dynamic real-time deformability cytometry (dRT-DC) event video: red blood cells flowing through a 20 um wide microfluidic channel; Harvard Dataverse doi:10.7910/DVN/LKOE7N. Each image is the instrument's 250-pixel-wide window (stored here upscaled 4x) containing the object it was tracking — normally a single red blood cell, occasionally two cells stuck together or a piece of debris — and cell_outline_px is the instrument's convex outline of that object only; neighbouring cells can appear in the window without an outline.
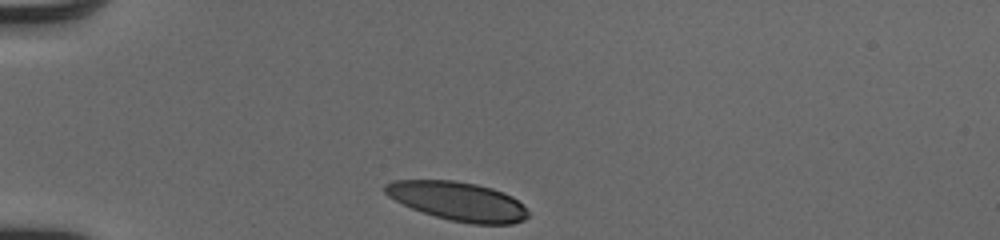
{"species": "human", "species_latin": "Homo sapiens", "temperature_condition": "cold", "stored_images_in_passage": 31, "camera_frame_rate_fps": 3000, "um_per_image_px": 0.085, "donor": {"sex": "male"}, "frame": {"image": 1, "passage_image": 1, "time_ms": 0.0, "image_size_px": [1000, 240], "cell_outline_px": [[528, 216], [524, 220], [512, 224], [472, 224], [452, 220], [436, 216], [412, 208], [388, 196], [384, 192], [384, 184], [392, 180], [452, 180], [476, 184], [492, 188], [504, 192], [512, 196], [528, 212]], "centroid_in_image_um": [38.91, 17.09], "position_along_channel_um": 46.1, "area_um2": 32.08}}
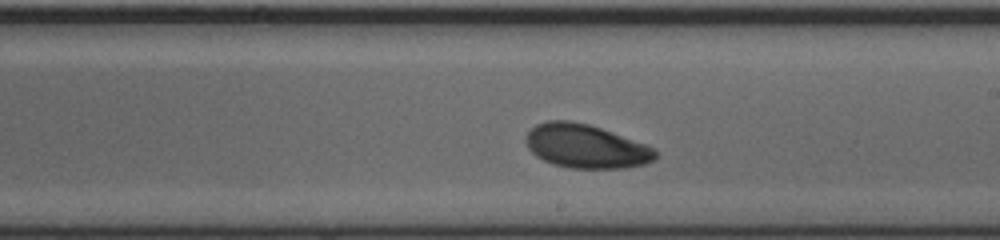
{"frame": {"image": 2, "passage_image": 18, "time_ms": 5.667, "image_size_px": [1000, 240], "cell_outline_px": [[656, 160], [644, 164], [624, 168], [568, 168], [552, 164], [536, 156], [528, 148], [524, 140], [528, 132], [536, 124], [548, 120], [568, 120], [588, 124], [600, 128], [644, 144], [652, 148], [656, 152]], "centroid_in_image_um": [49.75, 12.44], "position_along_channel_um": 239.2, "area_um2": 32.83}}
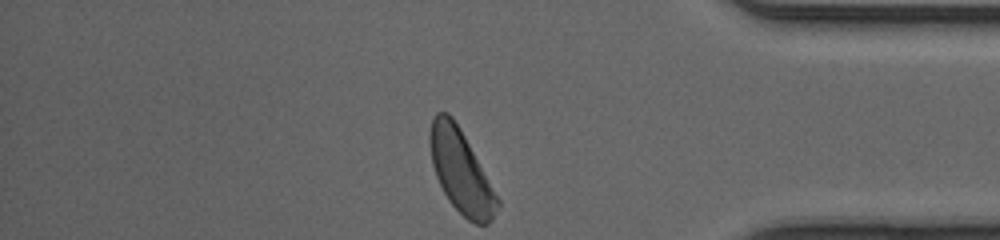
{"frame": {"image": 3, "passage_image": 31, "time_ms": 10.0, "image_size_px": [1000, 240], "cell_outline_px": [[500, 204], [492, 220], [488, 224], [476, 224], [468, 220], [448, 200], [436, 176], [432, 164], [428, 140], [428, 132], [432, 120], [436, 112], [448, 112], [452, 116], [460, 128], [500, 200]], "centroid_in_image_um": [39.16, 14.55], "position_along_channel_um": 396.0, "area_um2": 32.43}, "authors_computed_cell_mechanics": {"area_um2": 33.2928, "velocity_mm_per_s": 4.0531, "shape_relaxation_time_tau1_ms": 2.2414, "shape_relaxation_time_tau2_ms": null, "deformation_change_tau1": 0.0903, "deformation_change_tau2": null}}